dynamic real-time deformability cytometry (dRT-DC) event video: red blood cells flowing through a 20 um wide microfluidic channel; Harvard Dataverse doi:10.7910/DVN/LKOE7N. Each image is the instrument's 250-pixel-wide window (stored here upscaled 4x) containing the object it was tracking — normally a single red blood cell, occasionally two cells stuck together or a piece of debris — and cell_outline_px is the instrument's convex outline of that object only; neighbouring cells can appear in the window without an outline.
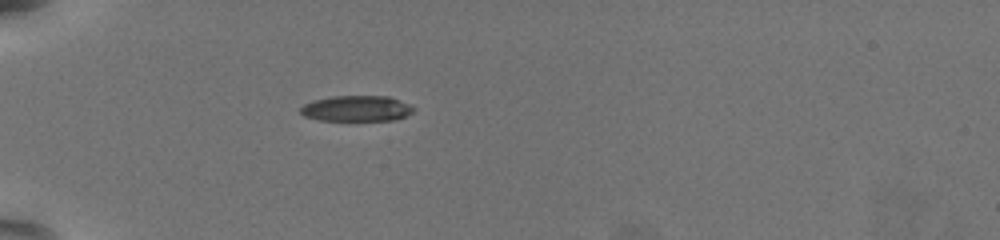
{"species": "common noctule bat (a hibernating species)", "species_latin": "Nyctalus noctula", "temperature_condition": "warm", "stored_images_in_passage": 39, "camera_frame_rate_fps": 3000, "um_per_image_px": 0.085, "animal": {"sex": "female", "body_mass_g": 19.5, "forearm_length_mm": 54.1}, "frame": {"image": 1, "passage_image": 1, "time_ms": 0.0, "image_size_px": [1000, 240], "cell_outline_px": [[416, 108], [412, 112], [396, 120], [320, 120], [304, 116], [300, 112], [300, 108], [304, 104], [312, 100], [332, 96], [388, 96], [408, 104]], "centroid_in_image_um": [30.28, 9.22], "position_along_channel_um": 54.7, "area_um2": 16.88}}
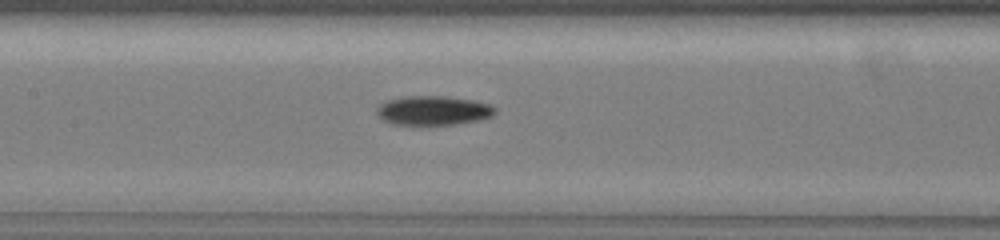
{"frame": {"image": 2, "passage_image": 12, "time_ms": 3.667, "image_size_px": [1000, 240], "cell_outline_px": [[496, 112], [492, 116], [476, 120], [456, 124], [392, 124], [384, 120], [376, 112], [376, 108], [380, 104], [388, 100], [404, 96], [444, 96], [472, 100], [488, 104], [496, 108]], "centroid_in_image_um": [36.81, 9.38], "position_along_channel_um": 170.6, "area_um2": 19.88}}
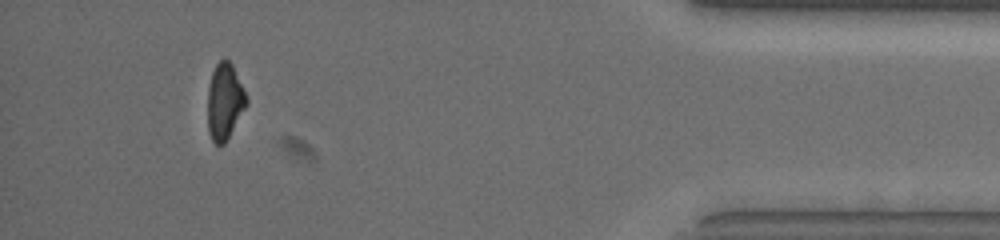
{"frame": {"image": 3, "passage_image": 35, "time_ms": 11.333, "image_size_px": [1000, 240], "cell_outline_px": [[248, 104], [224, 144], [216, 144], [212, 140], [208, 132], [208, 88], [212, 72], [216, 64], [224, 56], [232, 64], [248, 100]], "centroid_in_image_um": [19.09, 8.61], "position_along_channel_um": 416.1, "area_um2": 17.17}, "authors_computed_cell_mechanics": {"area_um2": 18.785, "velocity_mm_per_s": 3.8286, "shape_relaxation_time_tau1_ms": 3.8063, "shape_relaxation_time_tau2_ms": 7.7741, "deformation_change_tau1": 0.1461, "deformation_change_tau2": 0.1651}}